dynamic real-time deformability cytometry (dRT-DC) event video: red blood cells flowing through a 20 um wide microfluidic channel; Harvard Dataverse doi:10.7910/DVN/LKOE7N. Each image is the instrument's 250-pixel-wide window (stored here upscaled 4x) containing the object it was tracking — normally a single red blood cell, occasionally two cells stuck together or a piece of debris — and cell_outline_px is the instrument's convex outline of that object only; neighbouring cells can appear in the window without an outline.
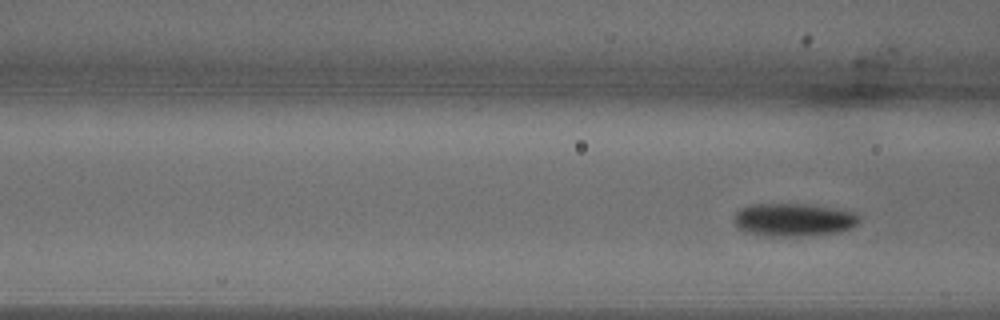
{"species": "common noctule bat (a hibernating species)", "species_latin": "Nyctalus noctula", "temperature_condition": "warm", "stored_images_in_passage": 6, "segment_of_instrument_passage": [2, 2], "camera_frame_rate_fps": 3000, "um_per_image_px": 0.085, "animal": {"sex": "male", "body_mass_g": 18.8}, "frame": {"image": 1, "passage_image": 6, "time_ms": 1.667, "image_size_px": [1000, 320], "cell_outline_px": [[860, 220], [852, 228], [840, 232], [800, 236], [764, 236], [744, 232], [736, 228], [736, 212], [740, 208], [748, 204], [812, 204], [852, 212], [860, 216]], "centroid_in_image_um": [67.44, 18.68], "position_along_channel_um": 99.2, "area_um2": 24.22}}